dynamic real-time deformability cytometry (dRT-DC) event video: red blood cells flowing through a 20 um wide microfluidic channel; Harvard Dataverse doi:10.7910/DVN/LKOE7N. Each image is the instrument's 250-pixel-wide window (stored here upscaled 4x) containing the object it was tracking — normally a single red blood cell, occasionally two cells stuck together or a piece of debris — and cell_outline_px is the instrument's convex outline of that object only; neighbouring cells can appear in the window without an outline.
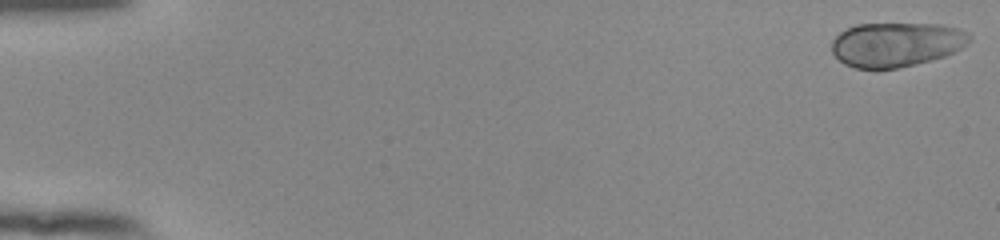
{"species": "human", "species_latin": "Homo sapiens", "temperature_condition": "room temperature", "stored_images_in_passage": 11, "camera_frame_rate_fps": 3000, "um_per_image_px": 0.085, "donor": {"sex": "female"}, "frame": {"image": 1, "passage_image": 1, "time_ms": 0.0, "image_size_px": [1000, 240], "cell_outline_px": [[972, 40], [968, 44], [944, 56], [932, 60], [900, 68], [880, 72], [876, 72], [856, 68], [844, 64], [832, 52], [832, 40], [840, 32], [856, 24], [940, 24], [960, 28], [968, 32], [972, 36]], "centroid_in_image_um": [76.18, 3.81], "position_along_channel_um": 8.8, "area_um2": 36.41}}